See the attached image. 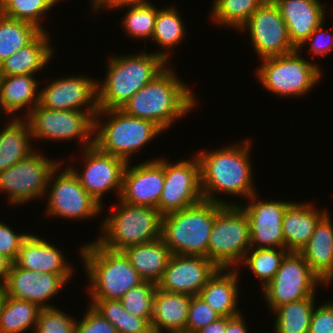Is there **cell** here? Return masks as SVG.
Segmentation results:
<instances>
[{"mask_svg": "<svg viewBox=\"0 0 333 333\" xmlns=\"http://www.w3.org/2000/svg\"><path fill=\"white\" fill-rule=\"evenodd\" d=\"M84 317L76 321L74 333H118L114 325L87 304Z\"/></svg>", "mask_w": 333, "mask_h": 333, "instance_id": "44", "label": "cell"}, {"mask_svg": "<svg viewBox=\"0 0 333 333\" xmlns=\"http://www.w3.org/2000/svg\"><path fill=\"white\" fill-rule=\"evenodd\" d=\"M266 0H214L210 7L211 22L238 31Z\"/></svg>", "mask_w": 333, "mask_h": 333, "instance_id": "37", "label": "cell"}, {"mask_svg": "<svg viewBox=\"0 0 333 333\" xmlns=\"http://www.w3.org/2000/svg\"><path fill=\"white\" fill-rule=\"evenodd\" d=\"M325 285L310 269L299 252H288L274 278L262 289L263 299L272 312L282 304L317 294Z\"/></svg>", "mask_w": 333, "mask_h": 333, "instance_id": "13", "label": "cell"}, {"mask_svg": "<svg viewBox=\"0 0 333 333\" xmlns=\"http://www.w3.org/2000/svg\"><path fill=\"white\" fill-rule=\"evenodd\" d=\"M98 111L53 110L35 106L25 117L31 129L32 140H77L81 149L94 145L95 115Z\"/></svg>", "mask_w": 333, "mask_h": 333, "instance_id": "10", "label": "cell"}, {"mask_svg": "<svg viewBox=\"0 0 333 333\" xmlns=\"http://www.w3.org/2000/svg\"><path fill=\"white\" fill-rule=\"evenodd\" d=\"M156 288V284L143 281L127 291L120 301L129 313L138 317H145L151 322L154 314Z\"/></svg>", "mask_w": 333, "mask_h": 333, "instance_id": "41", "label": "cell"}, {"mask_svg": "<svg viewBox=\"0 0 333 333\" xmlns=\"http://www.w3.org/2000/svg\"><path fill=\"white\" fill-rule=\"evenodd\" d=\"M88 304L111 322L118 333H153L151 322L129 313L120 300L90 299Z\"/></svg>", "mask_w": 333, "mask_h": 333, "instance_id": "35", "label": "cell"}, {"mask_svg": "<svg viewBox=\"0 0 333 333\" xmlns=\"http://www.w3.org/2000/svg\"><path fill=\"white\" fill-rule=\"evenodd\" d=\"M125 9L126 13L122 17L121 24L127 37L137 40H144L146 43L151 40L158 8L152 2L143 5H128L117 8Z\"/></svg>", "mask_w": 333, "mask_h": 333, "instance_id": "39", "label": "cell"}, {"mask_svg": "<svg viewBox=\"0 0 333 333\" xmlns=\"http://www.w3.org/2000/svg\"><path fill=\"white\" fill-rule=\"evenodd\" d=\"M12 264L8 258L0 254V286L5 284Z\"/></svg>", "mask_w": 333, "mask_h": 333, "instance_id": "51", "label": "cell"}, {"mask_svg": "<svg viewBox=\"0 0 333 333\" xmlns=\"http://www.w3.org/2000/svg\"><path fill=\"white\" fill-rule=\"evenodd\" d=\"M252 140L249 138L226 147L198 150L200 163L201 189L204 200L235 205L220 196L237 197L247 200L257 192L253 181V162L251 160ZM220 194V195H218ZM218 197V198H217Z\"/></svg>", "mask_w": 333, "mask_h": 333, "instance_id": "1", "label": "cell"}, {"mask_svg": "<svg viewBox=\"0 0 333 333\" xmlns=\"http://www.w3.org/2000/svg\"><path fill=\"white\" fill-rule=\"evenodd\" d=\"M221 203L202 200L162 217L161 238L171 254L205 256L212 225Z\"/></svg>", "mask_w": 333, "mask_h": 333, "instance_id": "7", "label": "cell"}, {"mask_svg": "<svg viewBox=\"0 0 333 333\" xmlns=\"http://www.w3.org/2000/svg\"><path fill=\"white\" fill-rule=\"evenodd\" d=\"M191 156L192 159L170 162L164 155V187L158 204L163 216L204 200L199 159L195 153Z\"/></svg>", "mask_w": 333, "mask_h": 333, "instance_id": "15", "label": "cell"}, {"mask_svg": "<svg viewBox=\"0 0 333 333\" xmlns=\"http://www.w3.org/2000/svg\"><path fill=\"white\" fill-rule=\"evenodd\" d=\"M181 80L170 64L120 109L127 115L154 122L163 131L168 130L177 120L195 111L199 102L191 86Z\"/></svg>", "mask_w": 333, "mask_h": 333, "instance_id": "2", "label": "cell"}, {"mask_svg": "<svg viewBox=\"0 0 333 333\" xmlns=\"http://www.w3.org/2000/svg\"><path fill=\"white\" fill-rule=\"evenodd\" d=\"M63 164L64 161L50 176L45 215L82 221L97 218L102 213V206L84 189L68 166L62 167Z\"/></svg>", "mask_w": 333, "mask_h": 333, "instance_id": "12", "label": "cell"}, {"mask_svg": "<svg viewBox=\"0 0 333 333\" xmlns=\"http://www.w3.org/2000/svg\"><path fill=\"white\" fill-rule=\"evenodd\" d=\"M289 251L285 248H250L240 266L247 267L259 279L263 289L276 275L283 258ZM262 283V284H261Z\"/></svg>", "mask_w": 333, "mask_h": 333, "instance_id": "38", "label": "cell"}, {"mask_svg": "<svg viewBox=\"0 0 333 333\" xmlns=\"http://www.w3.org/2000/svg\"><path fill=\"white\" fill-rule=\"evenodd\" d=\"M172 5L158 7L151 37V41L160 47L155 53L162 56L169 64H171L170 60L174 48L182 43L181 41L186 38L187 34L181 12H178L177 6Z\"/></svg>", "mask_w": 333, "mask_h": 333, "instance_id": "32", "label": "cell"}, {"mask_svg": "<svg viewBox=\"0 0 333 333\" xmlns=\"http://www.w3.org/2000/svg\"><path fill=\"white\" fill-rule=\"evenodd\" d=\"M221 316L199 296H191L185 333H196Z\"/></svg>", "mask_w": 333, "mask_h": 333, "instance_id": "43", "label": "cell"}, {"mask_svg": "<svg viewBox=\"0 0 333 333\" xmlns=\"http://www.w3.org/2000/svg\"><path fill=\"white\" fill-rule=\"evenodd\" d=\"M72 276L22 269L13 263L3 287L8 297L30 301L41 308L55 307L49 300L69 284Z\"/></svg>", "mask_w": 333, "mask_h": 333, "instance_id": "20", "label": "cell"}, {"mask_svg": "<svg viewBox=\"0 0 333 333\" xmlns=\"http://www.w3.org/2000/svg\"><path fill=\"white\" fill-rule=\"evenodd\" d=\"M162 133L154 122L127 115L121 109L98 110L95 115L94 144L127 162Z\"/></svg>", "mask_w": 333, "mask_h": 333, "instance_id": "6", "label": "cell"}, {"mask_svg": "<svg viewBox=\"0 0 333 333\" xmlns=\"http://www.w3.org/2000/svg\"><path fill=\"white\" fill-rule=\"evenodd\" d=\"M326 20L323 21L313 32L312 34L302 43L298 48L300 52L307 45L308 51L311 52L312 58L316 56L326 57L327 53L333 51V30L328 31L327 28H324L326 25ZM328 39V40H327ZM315 55V56H314Z\"/></svg>", "mask_w": 333, "mask_h": 333, "instance_id": "45", "label": "cell"}, {"mask_svg": "<svg viewBox=\"0 0 333 333\" xmlns=\"http://www.w3.org/2000/svg\"><path fill=\"white\" fill-rule=\"evenodd\" d=\"M228 317H220L217 321L208 324L196 333H226Z\"/></svg>", "mask_w": 333, "mask_h": 333, "instance_id": "50", "label": "cell"}, {"mask_svg": "<svg viewBox=\"0 0 333 333\" xmlns=\"http://www.w3.org/2000/svg\"><path fill=\"white\" fill-rule=\"evenodd\" d=\"M6 293L3 286H0V314L2 312L4 303H5Z\"/></svg>", "mask_w": 333, "mask_h": 333, "instance_id": "52", "label": "cell"}, {"mask_svg": "<svg viewBox=\"0 0 333 333\" xmlns=\"http://www.w3.org/2000/svg\"><path fill=\"white\" fill-rule=\"evenodd\" d=\"M191 296L156 288L153 333H185Z\"/></svg>", "mask_w": 333, "mask_h": 333, "instance_id": "29", "label": "cell"}, {"mask_svg": "<svg viewBox=\"0 0 333 333\" xmlns=\"http://www.w3.org/2000/svg\"><path fill=\"white\" fill-rule=\"evenodd\" d=\"M241 32L249 35L250 43L260 60L297 50L290 40L286 23L273 0H266L260 5L238 30V33Z\"/></svg>", "mask_w": 333, "mask_h": 333, "instance_id": "16", "label": "cell"}, {"mask_svg": "<svg viewBox=\"0 0 333 333\" xmlns=\"http://www.w3.org/2000/svg\"><path fill=\"white\" fill-rule=\"evenodd\" d=\"M40 87L36 75L0 76V116L25 118L39 104Z\"/></svg>", "mask_w": 333, "mask_h": 333, "instance_id": "27", "label": "cell"}, {"mask_svg": "<svg viewBox=\"0 0 333 333\" xmlns=\"http://www.w3.org/2000/svg\"><path fill=\"white\" fill-rule=\"evenodd\" d=\"M329 213L320 219L308 243L299 252L325 287L333 282V220Z\"/></svg>", "mask_w": 333, "mask_h": 333, "instance_id": "24", "label": "cell"}, {"mask_svg": "<svg viewBox=\"0 0 333 333\" xmlns=\"http://www.w3.org/2000/svg\"><path fill=\"white\" fill-rule=\"evenodd\" d=\"M218 269L205 256L172 254L157 287L171 293L196 296Z\"/></svg>", "mask_w": 333, "mask_h": 333, "instance_id": "21", "label": "cell"}, {"mask_svg": "<svg viewBox=\"0 0 333 333\" xmlns=\"http://www.w3.org/2000/svg\"><path fill=\"white\" fill-rule=\"evenodd\" d=\"M41 307L30 301L6 296L0 314V333H34Z\"/></svg>", "mask_w": 333, "mask_h": 333, "instance_id": "34", "label": "cell"}, {"mask_svg": "<svg viewBox=\"0 0 333 333\" xmlns=\"http://www.w3.org/2000/svg\"><path fill=\"white\" fill-rule=\"evenodd\" d=\"M141 279L158 284L172 255L160 237L157 240L134 245L123 250Z\"/></svg>", "mask_w": 333, "mask_h": 333, "instance_id": "31", "label": "cell"}, {"mask_svg": "<svg viewBox=\"0 0 333 333\" xmlns=\"http://www.w3.org/2000/svg\"><path fill=\"white\" fill-rule=\"evenodd\" d=\"M250 248L246 212L240 205H223L212 225L207 258L219 268H237Z\"/></svg>", "mask_w": 333, "mask_h": 333, "instance_id": "9", "label": "cell"}, {"mask_svg": "<svg viewBox=\"0 0 333 333\" xmlns=\"http://www.w3.org/2000/svg\"><path fill=\"white\" fill-rule=\"evenodd\" d=\"M150 0H90V6L92 13H99L100 10H116L117 8L128 6V5H143L150 3Z\"/></svg>", "mask_w": 333, "mask_h": 333, "instance_id": "48", "label": "cell"}, {"mask_svg": "<svg viewBox=\"0 0 333 333\" xmlns=\"http://www.w3.org/2000/svg\"><path fill=\"white\" fill-rule=\"evenodd\" d=\"M103 216L96 241L107 249L123 251L161 237L163 215L157 208L131 205L117 200ZM108 215V216H107Z\"/></svg>", "mask_w": 333, "mask_h": 333, "instance_id": "5", "label": "cell"}, {"mask_svg": "<svg viewBox=\"0 0 333 333\" xmlns=\"http://www.w3.org/2000/svg\"><path fill=\"white\" fill-rule=\"evenodd\" d=\"M316 296L312 295L275 308L272 311L275 317L273 333H308Z\"/></svg>", "mask_w": 333, "mask_h": 333, "instance_id": "33", "label": "cell"}, {"mask_svg": "<svg viewBox=\"0 0 333 333\" xmlns=\"http://www.w3.org/2000/svg\"><path fill=\"white\" fill-rule=\"evenodd\" d=\"M286 23L293 45L298 49L326 19L327 9L320 0H273Z\"/></svg>", "mask_w": 333, "mask_h": 333, "instance_id": "22", "label": "cell"}, {"mask_svg": "<svg viewBox=\"0 0 333 333\" xmlns=\"http://www.w3.org/2000/svg\"><path fill=\"white\" fill-rule=\"evenodd\" d=\"M256 192L247 203L235 201L247 214L250 225L251 248H285L282 219L285 210L293 201L260 200Z\"/></svg>", "mask_w": 333, "mask_h": 333, "instance_id": "17", "label": "cell"}, {"mask_svg": "<svg viewBox=\"0 0 333 333\" xmlns=\"http://www.w3.org/2000/svg\"><path fill=\"white\" fill-rule=\"evenodd\" d=\"M321 209L314 207L310 201L298 203L295 201L287 207L282 219L285 249L289 252L301 251L320 219L329 211L326 207Z\"/></svg>", "mask_w": 333, "mask_h": 333, "instance_id": "26", "label": "cell"}, {"mask_svg": "<svg viewBox=\"0 0 333 333\" xmlns=\"http://www.w3.org/2000/svg\"><path fill=\"white\" fill-rule=\"evenodd\" d=\"M242 315L243 314L240 313L239 315L228 317L226 333H248L249 330Z\"/></svg>", "mask_w": 333, "mask_h": 333, "instance_id": "49", "label": "cell"}, {"mask_svg": "<svg viewBox=\"0 0 333 333\" xmlns=\"http://www.w3.org/2000/svg\"><path fill=\"white\" fill-rule=\"evenodd\" d=\"M97 81L82 74L59 76L40 89L39 105L53 110L98 111Z\"/></svg>", "mask_w": 333, "mask_h": 333, "instance_id": "18", "label": "cell"}, {"mask_svg": "<svg viewBox=\"0 0 333 333\" xmlns=\"http://www.w3.org/2000/svg\"><path fill=\"white\" fill-rule=\"evenodd\" d=\"M5 222L0 221V254L14 263L18 257L22 242L28 237L29 232L16 233Z\"/></svg>", "mask_w": 333, "mask_h": 333, "instance_id": "46", "label": "cell"}, {"mask_svg": "<svg viewBox=\"0 0 333 333\" xmlns=\"http://www.w3.org/2000/svg\"><path fill=\"white\" fill-rule=\"evenodd\" d=\"M82 158V171L74 164L67 166L78 177L80 184L84 189L102 206V212L105 203L104 196L114 191L119 199L124 171L127 161L101 151L95 144L84 149H80ZM78 168V169H77ZM80 170V171H79Z\"/></svg>", "mask_w": 333, "mask_h": 333, "instance_id": "14", "label": "cell"}, {"mask_svg": "<svg viewBox=\"0 0 333 333\" xmlns=\"http://www.w3.org/2000/svg\"><path fill=\"white\" fill-rule=\"evenodd\" d=\"M59 307L41 308L34 333H74L77 319Z\"/></svg>", "mask_w": 333, "mask_h": 333, "instance_id": "42", "label": "cell"}, {"mask_svg": "<svg viewBox=\"0 0 333 333\" xmlns=\"http://www.w3.org/2000/svg\"><path fill=\"white\" fill-rule=\"evenodd\" d=\"M308 333H333V300L315 305Z\"/></svg>", "mask_w": 333, "mask_h": 333, "instance_id": "47", "label": "cell"}, {"mask_svg": "<svg viewBox=\"0 0 333 333\" xmlns=\"http://www.w3.org/2000/svg\"><path fill=\"white\" fill-rule=\"evenodd\" d=\"M61 249L33 232L22 242L14 262L22 269L52 274H75Z\"/></svg>", "mask_w": 333, "mask_h": 333, "instance_id": "23", "label": "cell"}, {"mask_svg": "<svg viewBox=\"0 0 333 333\" xmlns=\"http://www.w3.org/2000/svg\"><path fill=\"white\" fill-rule=\"evenodd\" d=\"M79 248V259L89 281L85 291L89 299L120 300L143 282L123 251L107 249L96 240Z\"/></svg>", "mask_w": 333, "mask_h": 333, "instance_id": "4", "label": "cell"}, {"mask_svg": "<svg viewBox=\"0 0 333 333\" xmlns=\"http://www.w3.org/2000/svg\"><path fill=\"white\" fill-rule=\"evenodd\" d=\"M48 31H42L26 47L19 49L0 64V76L36 75L56 53ZM53 46V47H52Z\"/></svg>", "mask_w": 333, "mask_h": 333, "instance_id": "28", "label": "cell"}, {"mask_svg": "<svg viewBox=\"0 0 333 333\" xmlns=\"http://www.w3.org/2000/svg\"><path fill=\"white\" fill-rule=\"evenodd\" d=\"M42 31L35 25L0 13V64L31 43Z\"/></svg>", "mask_w": 333, "mask_h": 333, "instance_id": "36", "label": "cell"}, {"mask_svg": "<svg viewBox=\"0 0 333 333\" xmlns=\"http://www.w3.org/2000/svg\"><path fill=\"white\" fill-rule=\"evenodd\" d=\"M240 271L237 268H219L199 293L221 317H233L243 312L237 306L241 293V287H238Z\"/></svg>", "mask_w": 333, "mask_h": 333, "instance_id": "25", "label": "cell"}, {"mask_svg": "<svg viewBox=\"0 0 333 333\" xmlns=\"http://www.w3.org/2000/svg\"><path fill=\"white\" fill-rule=\"evenodd\" d=\"M306 59L298 49L289 54L263 58L255 76L264 89L275 97L303 98L324 76L317 61Z\"/></svg>", "mask_w": 333, "mask_h": 333, "instance_id": "8", "label": "cell"}, {"mask_svg": "<svg viewBox=\"0 0 333 333\" xmlns=\"http://www.w3.org/2000/svg\"><path fill=\"white\" fill-rule=\"evenodd\" d=\"M41 152L36 148L28 157L0 173V192L7 194L8 205L45 200L50 176L62 161L52 160Z\"/></svg>", "mask_w": 333, "mask_h": 333, "instance_id": "11", "label": "cell"}, {"mask_svg": "<svg viewBox=\"0 0 333 333\" xmlns=\"http://www.w3.org/2000/svg\"><path fill=\"white\" fill-rule=\"evenodd\" d=\"M156 157L134 166L131 162L127 163L119 196L120 201L158 209L164 187V156Z\"/></svg>", "mask_w": 333, "mask_h": 333, "instance_id": "19", "label": "cell"}, {"mask_svg": "<svg viewBox=\"0 0 333 333\" xmlns=\"http://www.w3.org/2000/svg\"><path fill=\"white\" fill-rule=\"evenodd\" d=\"M2 126L3 129H0V173L36 150L33 148L31 129L26 118L10 117L9 121Z\"/></svg>", "mask_w": 333, "mask_h": 333, "instance_id": "30", "label": "cell"}, {"mask_svg": "<svg viewBox=\"0 0 333 333\" xmlns=\"http://www.w3.org/2000/svg\"><path fill=\"white\" fill-rule=\"evenodd\" d=\"M62 1V0H61ZM60 0H0V13L35 25L41 31H47L42 25L47 12L54 9Z\"/></svg>", "mask_w": 333, "mask_h": 333, "instance_id": "40", "label": "cell"}, {"mask_svg": "<svg viewBox=\"0 0 333 333\" xmlns=\"http://www.w3.org/2000/svg\"><path fill=\"white\" fill-rule=\"evenodd\" d=\"M146 46L139 53L110 55L107 59L105 78L97 81L99 110L120 109L170 65L155 52L147 53Z\"/></svg>", "mask_w": 333, "mask_h": 333, "instance_id": "3", "label": "cell"}]
</instances>
